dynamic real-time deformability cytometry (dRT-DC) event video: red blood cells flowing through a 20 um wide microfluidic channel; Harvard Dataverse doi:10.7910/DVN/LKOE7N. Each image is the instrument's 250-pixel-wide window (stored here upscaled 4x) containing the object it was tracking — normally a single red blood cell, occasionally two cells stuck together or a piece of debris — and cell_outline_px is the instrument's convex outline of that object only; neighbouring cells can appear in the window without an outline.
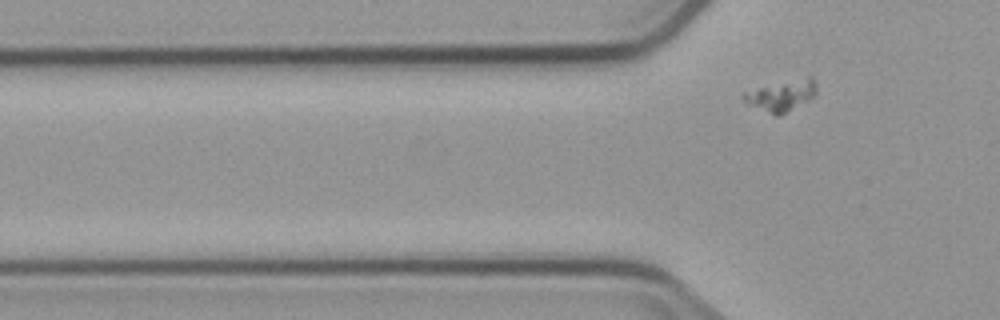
{"species": "common noctule bat (a hibernating species)", "species_latin": "Nyctalus noctula", "temperature_condition": "cold", "stored_images_in_passage": 5, "segment_of_instrument_passage": [2, 2], "camera_frame_rate_fps": 3000, "um_per_image_px": 0.085, "animal": {"sex": "male", "body_mass_g": 23.1, "forearm_length_mm": 52.7}, "frame": {"image": 1, "passage_image": 5, "time_ms": 19.333, "image_size_px": [1000, 320], "cell_outline_px": [[816, 92], [808, 100], [780, 116], [776, 116], [748, 104], [744, 100], [740, 92], [808, 76], [812, 76], [816, 84]], "centroid_in_image_um": [66.41, 8.12], "position_along_channel_um": 59.4, "area_um2": 12.95}}